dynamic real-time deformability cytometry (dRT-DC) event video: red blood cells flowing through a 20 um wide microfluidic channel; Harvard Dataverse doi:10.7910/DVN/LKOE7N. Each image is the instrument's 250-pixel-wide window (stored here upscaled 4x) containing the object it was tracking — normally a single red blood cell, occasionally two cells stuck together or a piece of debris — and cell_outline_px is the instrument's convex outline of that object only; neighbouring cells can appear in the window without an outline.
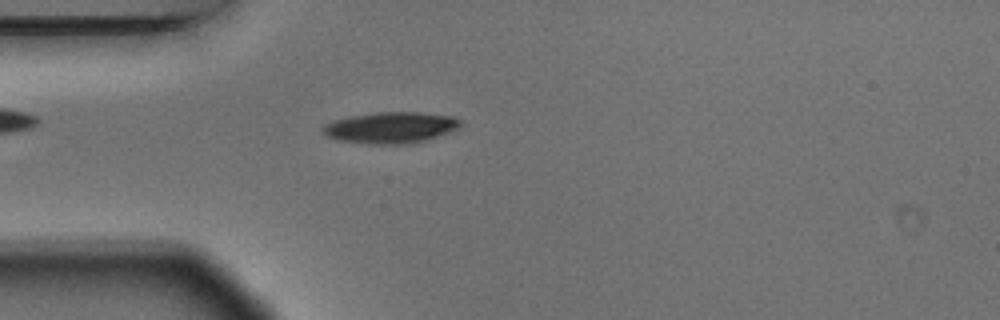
{"species": "Egyptian fruit bat (a non-hibernating species)", "species_latin": "Rousettus aegyptiacus", "temperature_condition": "warm", "stored_images_in_passage": 5, "camera_frame_rate_fps": 3000, "um_per_image_px": 0.085, "animal": {"sex": "male"}, "frame": {"image": 1, "passage_image": 5, "time_ms": 1.333, "image_size_px": [1000, 320], "cell_outline_px": [[460, 124], [456, 128], [448, 132], [424, 140], [400, 144], [372, 144], [340, 140], [328, 136], [324, 132], [324, 124], [332, 120], [352, 116], [376, 112], [420, 112], [456, 116], [460, 120]], "centroid_in_image_um": [33.21, 10.82], "position_along_channel_um": 51.8, "area_um2": 24.62}}